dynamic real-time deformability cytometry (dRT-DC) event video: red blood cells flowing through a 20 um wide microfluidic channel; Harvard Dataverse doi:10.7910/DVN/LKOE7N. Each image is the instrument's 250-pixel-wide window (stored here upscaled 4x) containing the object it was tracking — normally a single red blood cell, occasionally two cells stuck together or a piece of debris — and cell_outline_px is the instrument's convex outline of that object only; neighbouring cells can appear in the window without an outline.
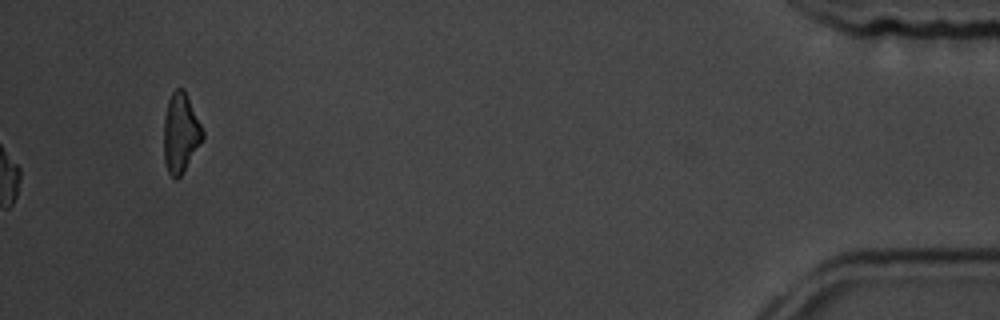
{"species": "common noctule bat (a hibernating species)", "species_latin": "Nyctalus noctula", "temperature_condition": "room temperature", "stored_images_in_passage": 39, "camera_frame_rate_fps": 3000, "um_per_image_px": 0.085, "animal": {"sex": "male", "body_mass_g": 19.5, "forearm_length_mm": 54.6}, "frame": {"image": 1, "passage_image": 39, "time_ms": 12.667, "image_size_px": [1000, 320], "cell_outline_px": [[204, 136], [180, 176], [176, 180], [168, 172], [164, 160], [164, 116], [168, 100], [172, 92], [176, 88], [184, 88], [204, 132]], "centroid_in_image_um": [15.33, 11.27], "position_along_channel_um": 419.9, "area_um2": 17.69}, "authors_computed_cell_mechanics": {"area_um2": 18.7272, "velocity_mm_per_s": 3.7781, "shape_relaxation_time_tau1_ms": 2.1411, "shape_relaxation_time_tau2_ms": null, "deformation_change_tau1": 0.0888, "deformation_change_tau2": null}}